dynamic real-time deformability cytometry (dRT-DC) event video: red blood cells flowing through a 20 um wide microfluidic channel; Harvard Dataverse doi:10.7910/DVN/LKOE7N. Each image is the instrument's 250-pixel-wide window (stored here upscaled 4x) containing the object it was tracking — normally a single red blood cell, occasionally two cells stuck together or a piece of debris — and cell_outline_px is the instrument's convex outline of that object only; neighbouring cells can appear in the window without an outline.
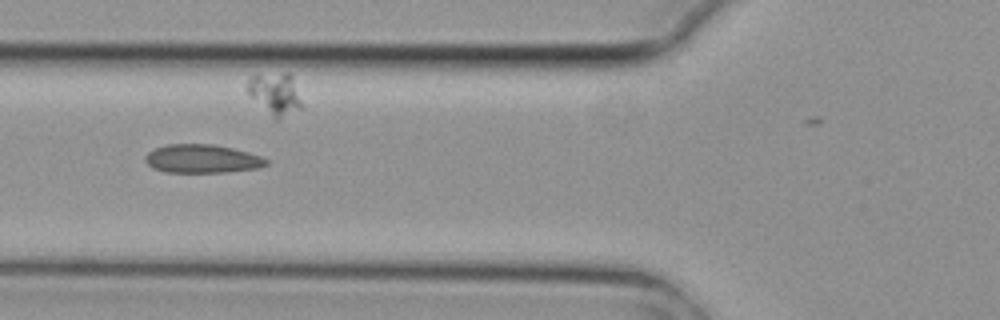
{"species": "common noctule bat (a hibernating species)", "species_latin": "Nyctalus noctula", "temperature_condition": "cold", "stored_images_in_passage": 6, "camera_frame_rate_fps": 3000, "um_per_image_px": 0.085, "animal": {"sex": "female", "body_mass_g": 29.2, "forearm_length_mm": 56.3}, "frame": {"image": 1, "passage_image": 6, "time_ms": 1.667, "image_size_px": [1000, 320], "cell_outline_px": [[268, 164], [260, 168], [224, 172], [164, 172], [152, 168], [144, 160], [144, 156], [148, 152], [156, 148], [168, 144], [212, 144], [232, 148], [248, 152], [260, 156], [268, 160]], "centroid_in_image_um": [17.17, 13.5], "position_along_channel_um": 108.6, "area_um2": 20.11}}